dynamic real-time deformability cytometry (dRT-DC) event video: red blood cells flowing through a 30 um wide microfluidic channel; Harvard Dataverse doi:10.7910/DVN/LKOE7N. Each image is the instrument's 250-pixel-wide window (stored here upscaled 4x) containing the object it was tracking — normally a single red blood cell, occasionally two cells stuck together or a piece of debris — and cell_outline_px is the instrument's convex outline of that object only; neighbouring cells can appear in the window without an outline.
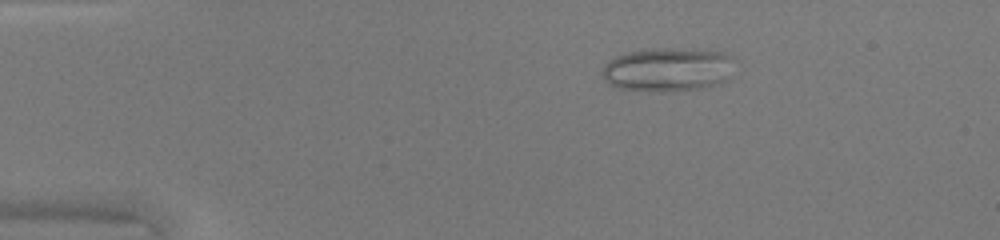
{"species": "common noctule bat (a hibernating species)", "species_latin": "Nyctalus noctula", "temperature_condition": "warm", "stored_images_in_passage": 48, "camera_frame_rate_fps": 3000, "um_per_image_px": 0.085, "animal": {"sex": "female", "body_mass_g": 20.0, "forearm_length_mm": 54.0}, "frame": {"image": 1, "passage_image": 9, "time_ms": 2.667, "image_size_px": [1000, 240], "cell_outline_px": [[732, 56], [724, 80], [720, 84], [704, 88], [660, 92], [648, 92], [616, 88], [608, 84], [604, 80], [600, 72], [604, 64], [608, 60], [624, 52], [652, 48], [668, 48], [724, 52]], "centroid_in_image_um": [56.62, 5.92], "position_along_channel_um": 28.4, "area_um2": 33.93}}
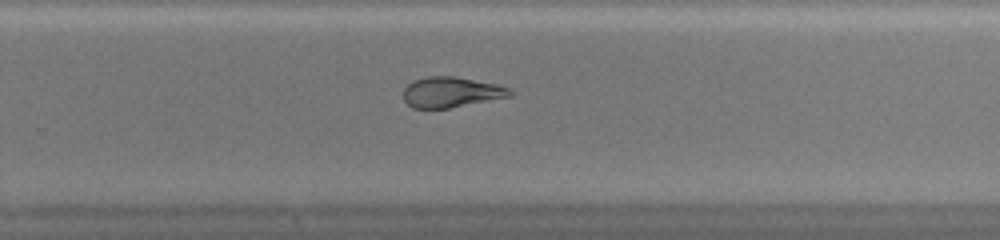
{"frame": {"image": 2, "passage_image": 32, "time_ms": 10.333, "image_size_px": [1000, 240], "cell_outline_px": [[512, 96], [448, 108], [412, 108], [404, 100], [404, 88], [412, 80], [428, 76], [452, 76], [496, 84], [508, 88], [512, 92]], "centroid_in_image_um": [38.32, 7.83], "position_along_channel_um": 291.5, "area_um2": 18.73}}
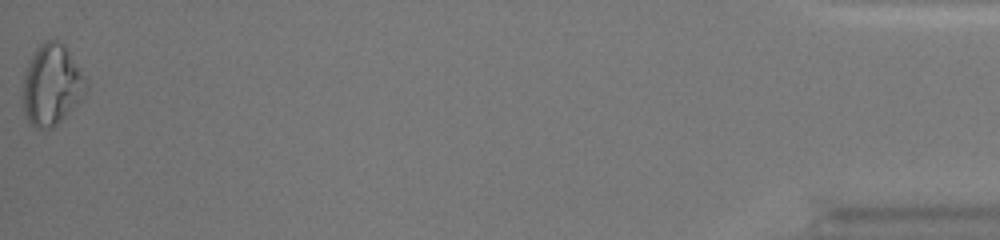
{"frame": {"image": 3, "passage_image": 48, "time_ms": 15.667, "image_size_px": [1000, 240], "cell_outline_px": [[88, 88], [84, 96], [52, 128], [44, 132], [36, 128], [24, 116], [20, 96], [24, 68], [36, 48], [44, 40], [56, 40], [64, 44], [88, 80]], "centroid_in_image_um": [4.34, 7.22], "position_along_channel_um": 430.9, "area_um2": 30.63}, "authors_computed_cell_mechanics": {"area_um2": 23.4379, "velocity_mm_per_s": 4.3607, "shape_relaxation_time_tau1_ms": null, "shape_relaxation_time_tau2_ms": 1.604, "deformation_change_tau1": null, "deformation_change_tau2": 0.0774}}